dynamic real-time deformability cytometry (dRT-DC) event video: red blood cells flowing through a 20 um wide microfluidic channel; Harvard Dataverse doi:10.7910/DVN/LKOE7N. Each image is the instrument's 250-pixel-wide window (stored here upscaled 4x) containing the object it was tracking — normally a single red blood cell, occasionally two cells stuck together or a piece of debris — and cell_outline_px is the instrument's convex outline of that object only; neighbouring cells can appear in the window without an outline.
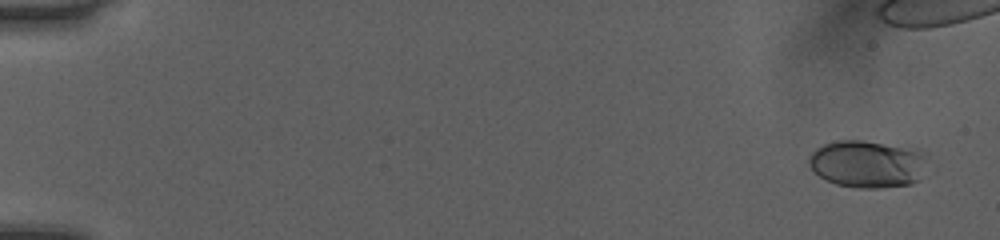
{"species": "human", "species_latin": "Homo sapiens", "temperature_condition": "room temperature", "stored_images_in_passage": 44, "camera_frame_rate_fps": 3000, "um_per_image_px": 0.085, "donor": {"sex": "female"}, "frame": {"image": 1, "passage_image": 3, "time_ms": 0.667, "image_size_px": [1000, 240], "cell_outline_px": [[928, 156], [916, 180], [912, 184], [876, 188], [856, 188], [836, 184], [820, 176], [808, 164], [808, 156], [816, 148], [824, 144], [836, 140], [860, 140], [916, 148], [928, 152]], "centroid_in_image_um": [73.72, 13.91], "position_along_channel_um": 11.3, "area_um2": 32.71}}
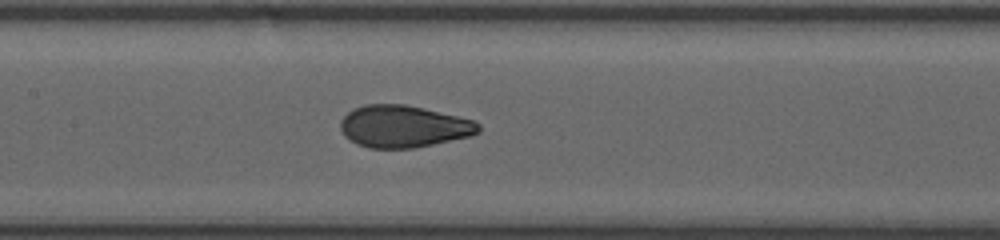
{"frame": {"image": 2, "passage_image": 27, "time_ms": 8.667, "image_size_px": [1000, 240], "cell_outline_px": [[480, 132], [472, 136], [412, 148], [368, 148], [356, 144], [344, 136], [340, 128], [340, 120], [352, 108], [364, 104], [404, 104], [424, 108], [472, 120], [480, 124]], "centroid_in_image_um": [34.26, 10.74], "position_along_channel_um": 173.1, "area_um2": 33.93}}
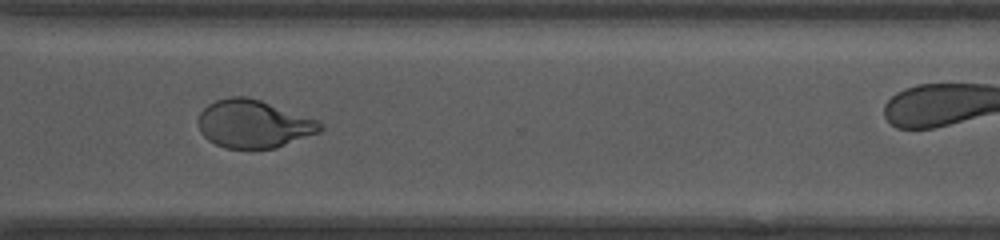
{"frame": {"image": 3, "passage_image": 40, "time_ms": 13.0, "image_size_px": [1000, 240], "cell_outline_px": [[324, 128], [320, 132], [276, 148], [224, 148], [208, 140], [200, 132], [196, 120], [200, 112], [208, 104], [216, 100], [228, 96], [248, 96], [320, 120], [324, 124]], "centroid_in_image_um": [21.56, 10.52], "position_along_channel_um": 349.0, "area_um2": 34.45}}